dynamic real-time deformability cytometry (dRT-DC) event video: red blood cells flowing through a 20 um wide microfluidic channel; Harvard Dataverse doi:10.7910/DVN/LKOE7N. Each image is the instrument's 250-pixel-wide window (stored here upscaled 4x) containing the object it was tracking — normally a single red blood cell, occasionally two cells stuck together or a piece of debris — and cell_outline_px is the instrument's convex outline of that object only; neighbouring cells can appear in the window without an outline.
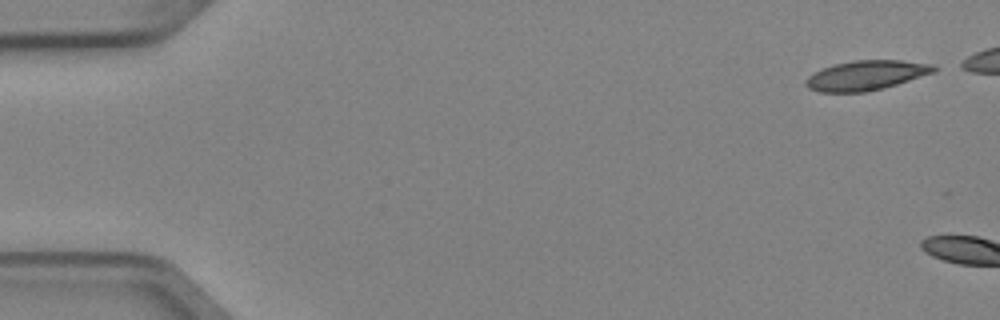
{"species": "Egyptian fruit bat (a non-hibernating species)", "species_latin": "Rousettus aegyptiacus", "temperature_condition": "cold", "stored_images_in_passage": 2, "camera_frame_rate_fps": 3000, "um_per_image_px": 0.085, "animal": {"sex": "female"}, "frame": {"image": 1, "passage_image": 1, "time_ms": 0.0, "image_size_px": [1000, 320], "cell_outline_px": [[940, 68], [936, 72], [896, 84], [864, 92], [820, 92], [808, 88], [804, 84], [804, 80], [808, 76], [832, 64], [852, 60], [900, 60], [932, 64]], "centroid_in_image_um": [73.63, 6.39], "position_along_channel_um": 11.4, "area_um2": 22.14}}